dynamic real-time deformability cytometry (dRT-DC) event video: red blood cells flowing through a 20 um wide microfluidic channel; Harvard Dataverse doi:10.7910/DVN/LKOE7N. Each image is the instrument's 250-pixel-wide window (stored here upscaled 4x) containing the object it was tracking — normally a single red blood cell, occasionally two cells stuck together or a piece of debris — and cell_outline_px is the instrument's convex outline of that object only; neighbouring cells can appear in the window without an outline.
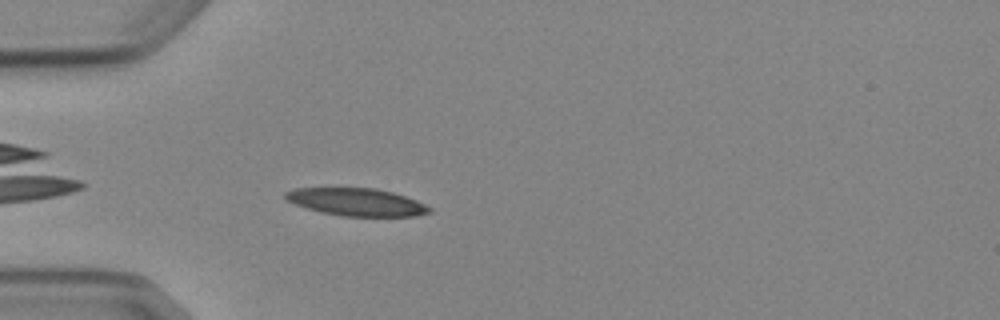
{"species": "Egyptian fruit bat (a non-hibernating species)", "species_latin": "Rousettus aegyptiacus", "temperature_condition": "cold", "stored_images_in_passage": 3, "camera_frame_rate_fps": 3000, "um_per_image_px": 0.085, "animal": {"sex": "female"}, "frame": {"image": 1, "passage_image": 3, "time_ms": 3.333, "image_size_px": [1000, 320], "cell_outline_px": [[432, 212], [416, 216], [344, 216], [320, 212], [284, 200], [284, 192], [296, 188], [376, 188], [392, 192], [416, 200], [432, 208]], "centroid_in_image_um": [30.3, 17.17], "position_along_channel_um": 54.7, "area_um2": 23.12}}